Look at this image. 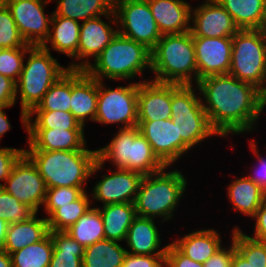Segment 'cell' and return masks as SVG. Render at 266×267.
<instances>
[{"label":"cell","mask_w":266,"mask_h":267,"mask_svg":"<svg viewBox=\"0 0 266 267\" xmlns=\"http://www.w3.org/2000/svg\"><path fill=\"white\" fill-rule=\"evenodd\" d=\"M197 87L209 122L221 138L253 133L266 108L260 89L230 74L203 78Z\"/></svg>","instance_id":"cell-1"},{"label":"cell","mask_w":266,"mask_h":267,"mask_svg":"<svg viewBox=\"0 0 266 267\" xmlns=\"http://www.w3.org/2000/svg\"><path fill=\"white\" fill-rule=\"evenodd\" d=\"M37 167L47 188L86 187L89 177L102 171L97 149L73 151H24Z\"/></svg>","instance_id":"cell-2"},{"label":"cell","mask_w":266,"mask_h":267,"mask_svg":"<svg viewBox=\"0 0 266 267\" xmlns=\"http://www.w3.org/2000/svg\"><path fill=\"white\" fill-rule=\"evenodd\" d=\"M151 80L178 85H197L198 70L191 32L162 35L151 50Z\"/></svg>","instance_id":"cell-3"},{"label":"cell","mask_w":266,"mask_h":267,"mask_svg":"<svg viewBox=\"0 0 266 267\" xmlns=\"http://www.w3.org/2000/svg\"><path fill=\"white\" fill-rule=\"evenodd\" d=\"M168 169L166 166L157 173L144 175L134 201L136 216L161 218L160 224L163 225L174 219L180 200L185 196L188 182L181 170Z\"/></svg>","instance_id":"cell-4"},{"label":"cell","mask_w":266,"mask_h":267,"mask_svg":"<svg viewBox=\"0 0 266 267\" xmlns=\"http://www.w3.org/2000/svg\"><path fill=\"white\" fill-rule=\"evenodd\" d=\"M146 70L151 72V50L117 33L85 71L98 81L108 79L134 82Z\"/></svg>","instance_id":"cell-5"},{"label":"cell","mask_w":266,"mask_h":267,"mask_svg":"<svg viewBox=\"0 0 266 267\" xmlns=\"http://www.w3.org/2000/svg\"><path fill=\"white\" fill-rule=\"evenodd\" d=\"M51 54L42 46H32L26 53L27 60L16 83V101L20 97V121L26 133L27 114L37 107L48 89L69 70Z\"/></svg>","instance_id":"cell-6"},{"label":"cell","mask_w":266,"mask_h":267,"mask_svg":"<svg viewBox=\"0 0 266 267\" xmlns=\"http://www.w3.org/2000/svg\"><path fill=\"white\" fill-rule=\"evenodd\" d=\"M107 145L97 149V159L110 161L117 169L139 172L143 175L157 173L166 166L154 154L151 145L139 132L138 126L118 128Z\"/></svg>","instance_id":"cell-7"},{"label":"cell","mask_w":266,"mask_h":267,"mask_svg":"<svg viewBox=\"0 0 266 267\" xmlns=\"http://www.w3.org/2000/svg\"><path fill=\"white\" fill-rule=\"evenodd\" d=\"M171 119L178 130V137L190 149L209 137H220L209 122L197 85L171 84Z\"/></svg>","instance_id":"cell-8"},{"label":"cell","mask_w":266,"mask_h":267,"mask_svg":"<svg viewBox=\"0 0 266 267\" xmlns=\"http://www.w3.org/2000/svg\"><path fill=\"white\" fill-rule=\"evenodd\" d=\"M229 74L266 95V47L257 29L239 30L232 37Z\"/></svg>","instance_id":"cell-9"},{"label":"cell","mask_w":266,"mask_h":267,"mask_svg":"<svg viewBox=\"0 0 266 267\" xmlns=\"http://www.w3.org/2000/svg\"><path fill=\"white\" fill-rule=\"evenodd\" d=\"M143 79L130 82L128 85L112 89L98 81L97 112L94 122L103 125H117L119 129L138 126V83Z\"/></svg>","instance_id":"cell-10"},{"label":"cell","mask_w":266,"mask_h":267,"mask_svg":"<svg viewBox=\"0 0 266 267\" xmlns=\"http://www.w3.org/2000/svg\"><path fill=\"white\" fill-rule=\"evenodd\" d=\"M118 33L152 50L162 37L148 0H114ZM122 29V30H121Z\"/></svg>","instance_id":"cell-11"},{"label":"cell","mask_w":266,"mask_h":267,"mask_svg":"<svg viewBox=\"0 0 266 267\" xmlns=\"http://www.w3.org/2000/svg\"><path fill=\"white\" fill-rule=\"evenodd\" d=\"M1 188L37 213L44 204L47 192L44 179L25 153L15 162L9 177Z\"/></svg>","instance_id":"cell-12"},{"label":"cell","mask_w":266,"mask_h":267,"mask_svg":"<svg viewBox=\"0 0 266 267\" xmlns=\"http://www.w3.org/2000/svg\"><path fill=\"white\" fill-rule=\"evenodd\" d=\"M51 0H7L18 31L24 41L31 46H42L48 39L52 13H45Z\"/></svg>","instance_id":"cell-13"},{"label":"cell","mask_w":266,"mask_h":267,"mask_svg":"<svg viewBox=\"0 0 266 267\" xmlns=\"http://www.w3.org/2000/svg\"><path fill=\"white\" fill-rule=\"evenodd\" d=\"M139 132L151 145L157 158L168 167L188 154L191 149L178 137V130L172 119L157 121H138Z\"/></svg>","instance_id":"cell-14"},{"label":"cell","mask_w":266,"mask_h":267,"mask_svg":"<svg viewBox=\"0 0 266 267\" xmlns=\"http://www.w3.org/2000/svg\"><path fill=\"white\" fill-rule=\"evenodd\" d=\"M101 17L109 19V21L106 23ZM117 33L118 28L114 11L105 16L81 22L78 44V70H86L92 63L89 59L92 58L95 61Z\"/></svg>","instance_id":"cell-15"},{"label":"cell","mask_w":266,"mask_h":267,"mask_svg":"<svg viewBox=\"0 0 266 267\" xmlns=\"http://www.w3.org/2000/svg\"><path fill=\"white\" fill-rule=\"evenodd\" d=\"M110 174H101L100 179L91 190L93 201L102 205L117 203H134L141 180L144 175L131 170L111 169Z\"/></svg>","instance_id":"cell-16"},{"label":"cell","mask_w":266,"mask_h":267,"mask_svg":"<svg viewBox=\"0 0 266 267\" xmlns=\"http://www.w3.org/2000/svg\"><path fill=\"white\" fill-rule=\"evenodd\" d=\"M238 31L231 15L216 0H202L191 8L192 37L232 38Z\"/></svg>","instance_id":"cell-17"},{"label":"cell","mask_w":266,"mask_h":267,"mask_svg":"<svg viewBox=\"0 0 266 267\" xmlns=\"http://www.w3.org/2000/svg\"><path fill=\"white\" fill-rule=\"evenodd\" d=\"M192 38L196 54L198 81L209 76L229 74L232 38Z\"/></svg>","instance_id":"cell-18"},{"label":"cell","mask_w":266,"mask_h":267,"mask_svg":"<svg viewBox=\"0 0 266 267\" xmlns=\"http://www.w3.org/2000/svg\"><path fill=\"white\" fill-rule=\"evenodd\" d=\"M97 98L98 80L85 70H71L70 112L83 127L95 120Z\"/></svg>","instance_id":"cell-19"},{"label":"cell","mask_w":266,"mask_h":267,"mask_svg":"<svg viewBox=\"0 0 266 267\" xmlns=\"http://www.w3.org/2000/svg\"><path fill=\"white\" fill-rule=\"evenodd\" d=\"M138 121L171 118V84L148 80L138 83Z\"/></svg>","instance_id":"cell-20"},{"label":"cell","mask_w":266,"mask_h":267,"mask_svg":"<svg viewBox=\"0 0 266 267\" xmlns=\"http://www.w3.org/2000/svg\"><path fill=\"white\" fill-rule=\"evenodd\" d=\"M28 150L73 151L87 147L84 130L27 129Z\"/></svg>","instance_id":"cell-21"},{"label":"cell","mask_w":266,"mask_h":267,"mask_svg":"<svg viewBox=\"0 0 266 267\" xmlns=\"http://www.w3.org/2000/svg\"><path fill=\"white\" fill-rule=\"evenodd\" d=\"M161 35L190 31L191 3L186 0H148Z\"/></svg>","instance_id":"cell-22"},{"label":"cell","mask_w":266,"mask_h":267,"mask_svg":"<svg viewBox=\"0 0 266 267\" xmlns=\"http://www.w3.org/2000/svg\"><path fill=\"white\" fill-rule=\"evenodd\" d=\"M81 23L62 16H52L50 33L42 47L47 51L65 54L77 62L68 64V69L78 70V44ZM48 43L50 46H48ZM52 49V50H51Z\"/></svg>","instance_id":"cell-23"},{"label":"cell","mask_w":266,"mask_h":267,"mask_svg":"<svg viewBox=\"0 0 266 267\" xmlns=\"http://www.w3.org/2000/svg\"><path fill=\"white\" fill-rule=\"evenodd\" d=\"M155 221V219L139 216L133 219L125 240L126 247L129 248L128 253L134 255L166 254L168 244L163 247L162 236Z\"/></svg>","instance_id":"cell-24"},{"label":"cell","mask_w":266,"mask_h":267,"mask_svg":"<svg viewBox=\"0 0 266 267\" xmlns=\"http://www.w3.org/2000/svg\"><path fill=\"white\" fill-rule=\"evenodd\" d=\"M185 234L171 243L183 255L196 262L205 263L223 246L222 236L214 228L193 230Z\"/></svg>","instance_id":"cell-25"},{"label":"cell","mask_w":266,"mask_h":267,"mask_svg":"<svg viewBox=\"0 0 266 267\" xmlns=\"http://www.w3.org/2000/svg\"><path fill=\"white\" fill-rule=\"evenodd\" d=\"M36 212L26 221L9 224L3 250L11 254L24 247L43 240L50 232L46 218H39Z\"/></svg>","instance_id":"cell-26"},{"label":"cell","mask_w":266,"mask_h":267,"mask_svg":"<svg viewBox=\"0 0 266 267\" xmlns=\"http://www.w3.org/2000/svg\"><path fill=\"white\" fill-rule=\"evenodd\" d=\"M227 197L233 205L231 209L252 218L266 200V192L244 175L228 184Z\"/></svg>","instance_id":"cell-27"},{"label":"cell","mask_w":266,"mask_h":267,"mask_svg":"<svg viewBox=\"0 0 266 267\" xmlns=\"http://www.w3.org/2000/svg\"><path fill=\"white\" fill-rule=\"evenodd\" d=\"M97 208L101 213L105 239L125 242L128 229L136 217L134 203L107 204Z\"/></svg>","instance_id":"cell-28"},{"label":"cell","mask_w":266,"mask_h":267,"mask_svg":"<svg viewBox=\"0 0 266 267\" xmlns=\"http://www.w3.org/2000/svg\"><path fill=\"white\" fill-rule=\"evenodd\" d=\"M55 3L57 7L53 10L52 16H62L80 23L105 16L114 9V0H55Z\"/></svg>","instance_id":"cell-29"},{"label":"cell","mask_w":266,"mask_h":267,"mask_svg":"<svg viewBox=\"0 0 266 267\" xmlns=\"http://www.w3.org/2000/svg\"><path fill=\"white\" fill-rule=\"evenodd\" d=\"M239 30L258 29L266 16V0H216Z\"/></svg>","instance_id":"cell-30"},{"label":"cell","mask_w":266,"mask_h":267,"mask_svg":"<svg viewBox=\"0 0 266 267\" xmlns=\"http://www.w3.org/2000/svg\"><path fill=\"white\" fill-rule=\"evenodd\" d=\"M53 254L49 267H83L85 248L65 231H50Z\"/></svg>","instance_id":"cell-31"},{"label":"cell","mask_w":266,"mask_h":267,"mask_svg":"<svg viewBox=\"0 0 266 267\" xmlns=\"http://www.w3.org/2000/svg\"><path fill=\"white\" fill-rule=\"evenodd\" d=\"M120 242L104 239L85 248L83 267H121L127 249Z\"/></svg>","instance_id":"cell-32"},{"label":"cell","mask_w":266,"mask_h":267,"mask_svg":"<svg viewBox=\"0 0 266 267\" xmlns=\"http://www.w3.org/2000/svg\"><path fill=\"white\" fill-rule=\"evenodd\" d=\"M84 248L105 239L104 225L99 209L95 206L83 214L78 221L65 230Z\"/></svg>","instance_id":"cell-33"},{"label":"cell","mask_w":266,"mask_h":267,"mask_svg":"<svg viewBox=\"0 0 266 267\" xmlns=\"http://www.w3.org/2000/svg\"><path fill=\"white\" fill-rule=\"evenodd\" d=\"M27 117V129L84 130L74 115L67 111L32 110Z\"/></svg>","instance_id":"cell-34"},{"label":"cell","mask_w":266,"mask_h":267,"mask_svg":"<svg viewBox=\"0 0 266 267\" xmlns=\"http://www.w3.org/2000/svg\"><path fill=\"white\" fill-rule=\"evenodd\" d=\"M53 254L50 233L41 241L11 253L12 267H49Z\"/></svg>","instance_id":"cell-35"},{"label":"cell","mask_w":266,"mask_h":267,"mask_svg":"<svg viewBox=\"0 0 266 267\" xmlns=\"http://www.w3.org/2000/svg\"><path fill=\"white\" fill-rule=\"evenodd\" d=\"M90 198L89 194L85 192L76 201L61 205L47 218L49 230L65 231L75 224L92 207L93 201Z\"/></svg>","instance_id":"cell-36"},{"label":"cell","mask_w":266,"mask_h":267,"mask_svg":"<svg viewBox=\"0 0 266 267\" xmlns=\"http://www.w3.org/2000/svg\"><path fill=\"white\" fill-rule=\"evenodd\" d=\"M71 70L63 74L44 94L41 102L33 110H62L70 112Z\"/></svg>","instance_id":"cell-37"},{"label":"cell","mask_w":266,"mask_h":267,"mask_svg":"<svg viewBox=\"0 0 266 267\" xmlns=\"http://www.w3.org/2000/svg\"><path fill=\"white\" fill-rule=\"evenodd\" d=\"M231 240L236 250L250 263L252 267H266V243L250 238L240 226H235L231 232Z\"/></svg>","instance_id":"cell-38"},{"label":"cell","mask_w":266,"mask_h":267,"mask_svg":"<svg viewBox=\"0 0 266 267\" xmlns=\"http://www.w3.org/2000/svg\"><path fill=\"white\" fill-rule=\"evenodd\" d=\"M35 213L31 207L19 202L10 193L0 188V218L12 224L26 221Z\"/></svg>","instance_id":"cell-39"},{"label":"cell","mask_w":266,"mask_h":267,"mask_svg":"<svg viewBox=\"0 0 266 267\" xmlns=\"http://www.w3.org/2000/svg\"><path fill=\"white\" fill-rule=\"evenodd\" d=\"M86 192V187H52L47 188L43 209L46 219L61 205L70 204Z\"/></svg>","instance_id":"cell-40"},{"label":"cell","mask_w":266,"mask_h":267,"mask_svg":"<svg viewBox=\"0 0 266 267\" xmlns=\"http://www.w3.org/2000/svg\"><path fill=\"white\" fill-rule=\"evenodd\" d=\"M32 47L20 35L8 7L0 8V49Z\"/></svg>","instance_id":"cell-41"},{"label":"cell","mask_w":266,"mask_h":267,"mask_svg":"<svg viewBox=\"0 0 266 267\" xmlns=\"http://www.w3.org/2000/svg\"><path fill=\"white\" fill-rule=\"evenodd\" d=\"M31 47L0 49V74L13 80H19L27 51Z\"/></svg>","instance_id":"cell-42"},{"label":"cell","mask_w":266,"mask_h":267,"mask_svg":"<svg viewBox=\"0 0 266 267\" xmlns=\"http://www.w3.org/2000/svg\"><path fill=\"white\" fill-rule=\"evenodd\" d=\"M24 150V148L18 149L0 146V188L2 187V182H5L9 177L13 165L24 153Z\"/></svg>","instance_id":"cell-43"},{"label":"cell","mask_w":266,"mask_h":267,"mask_svg":"<svg viewBox=\"0 0 266 267\" xmlns=\"http://www.w3.org/2000/svg\"><path fill=\"white\" fill-rule=\"evenodd\" d=\"M258 142L255 140H250L249 147L251 148V152L253 151V154L256 156L257 164H255L254 168L250 174L247 173L246 176L250 178L255 184L260 186L265 192H266V157H263L262 154H259L258 149Z\"/></svg>","instance_id":"cell-44"},{"label":"cell","mask_w":266,"mask_h":267,"mask_svg":"<svg viewBox=\"0 0 266 267\" xmlns=\"http://www.w3.org/2000/svg\"><path fill=\"white\" fill-rule=\"evenodd\" d=\"M165 255H134L126 253L121 267H164Z\"/></svg>","instance_id":"cell-45"},{"label":"cell","mask_w":266,"mask_h":267,"mask_svg":"<svg viewBox=\"0 0 266 267\" xmlns=\"http://www.w3.org/2000/svg\"><path fill=\"white\" fill-rule=\"evenodd\" d=\"M164 267H204L203 263L193 261L183 255L172 243L168 244Z\"/></svg>","instance_id":"cell-46"},{"label":"cell","mask_w":266,"mask_h":267,"mask_svg":"<svg viewBox=\"0 0 266 267\" xmlns=\"http://www.w3.org/2000/svg\"><path fill=\"white\" fill-rule=\"evenodd\" d=\"M231 244L224 245L212 255L205 263L204 267H231L234 252L236 251L235 243L231 240Z\"/></svg>","instance_id":"cell-47"},{"label":"cell","mask_w":266,"mask_h":267,"mask_svg":"<svg viewBox=\"0 0 266 267\" xmlns=\"http://www.w3.org/2000/svg\"><path fill=\"white\" fill-rule=\"evenodd\" d=\"M16 83L0 74V107L16 104Z\"/></svg>","instance_id":"cell-48"},{"label":"cell","mask_w":266,"mask_h":267,"mask_svg":"<svg viewBox=\"0 0 266 267\" xmlns=\"http://www.w3.org/2000/svg\"><path fill=\"white\" fill-rule=\"evenodd\" d=\"M254 232L248 235L250 238L266 243V200L262 203L259 209L255 212L254 216Z\"/></svg>","instance_id":"cell-49"},{"label":"cell","mask_w":266,"mask_h":267,"mask_svg":"<svg viewBox=\"0 0 266 267\" xmlns=\"http://www.w3.org/2000/svg\"><path fill=\"white\" fill-rule=\"evenodd\" d=\"M13 106L0 107V141L4 134H6L12 128L8 116L4 109H8Z\"/></svg>","instance_id":"cell-50"},{"label":"cell","mask_w":266,"mask_h":267,"mask_svg":"<svg viewBox=\"0 0 266 267\" xmlns=\"http://www.w3.org/2000/svg\"><path fill=\"white\" fill-rule=\"evenodd\" d=\"M231 267H252L250 263L236 250L233 255Z\"/></svg>","instance_id":"cell-51"},{"label":"cell","mask_w":266,"mask_h":267,"mask_svg":"<svg viewBox=\"0 0 266 267\" xmlns=\"http://www.w3.org/2000/svg\"><path fill=\"white\" fill-rule=\"evenodd\" d=\"M9 223L0 218V251L3 250Z\"/></svg>","instance_id":"cell-52"},{"label":"cell","mask_w":266,"mask_h":267,"mask_svg":"<svg viewBox=\"0 0 266 267\" xmlns=\"http://www.w3.org/2000/svg\"><path fill=\"white\" fill-rule=\"evenodd\" d=\"M0 267H12L11 255L6 251H0Z\"/></svg>","instance_id":"cell-53"},{"label":"cell","mask_w":266,"mask_h":267,"mask_svg":"<svg viewBox=\"0 0 266 267\" xmlns=\"http://www.w3.org/2000/svg\"><path fill=\"white\" fill-rule=\"evenodd\" d=\"M257 30L260 32L262 39H263V43L266 47V16Z\"/></svg>","instance_id":"cell-54"},{"label":"cell","mask_w":266,"mask_h":267,"mask_svg":"<svg viewBox=\"0 0 266 267\" xmlns=\"http://www.w3.org/2000/svg\"><path fill=\"white\" fill-rule=\"evenodd\" d=\"M7 3V0H0V8L5 6Z\"/></svg>","instance_id":"cell-55"}]
</instances>
